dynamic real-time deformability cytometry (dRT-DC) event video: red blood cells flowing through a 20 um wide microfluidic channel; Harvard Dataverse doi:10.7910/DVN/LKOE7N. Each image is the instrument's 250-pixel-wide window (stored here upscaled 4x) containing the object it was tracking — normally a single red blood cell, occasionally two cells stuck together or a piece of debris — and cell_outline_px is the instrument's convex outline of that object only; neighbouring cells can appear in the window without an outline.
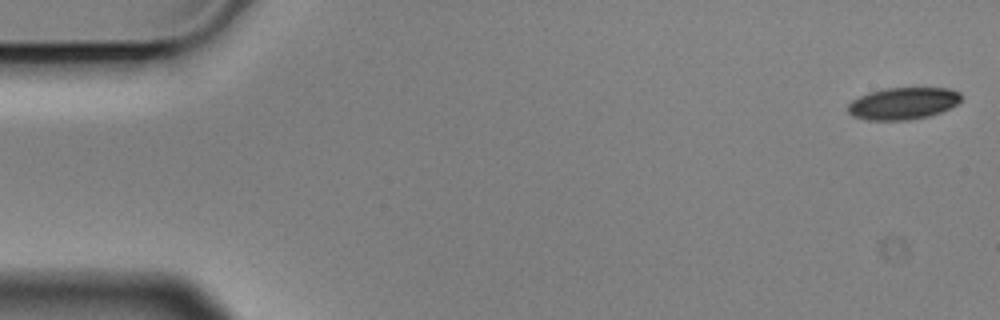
{"species": "Egyptian fruit bat (a non-hibernating species)", "species_latin": "Rousettus aegyptiacus", "temperature_condition": "cold", "stored_images_in_passage": 6, "camera_frame_rate_fps": 3000, "um_per_image_px": 0.085, "animal": {"sex": "male"}, "frame": {"image": 1, "passage_image": 1, "time_ms": 0.0, "image_size_px": [1000, 320], "cell_outline_px": [[960, 100], [956, 104], [940, 112], [928, 116], [908, 120], [868, 120], [852, 116], [848, 112], [848, 104], [852, 100], [868, 92], [884, 88], [948, 88], [960, 92]], "centroid_in_image_um": [76.72, 8.79], "position_along_channel_um": 8.3, "area_um2": 21.04}}